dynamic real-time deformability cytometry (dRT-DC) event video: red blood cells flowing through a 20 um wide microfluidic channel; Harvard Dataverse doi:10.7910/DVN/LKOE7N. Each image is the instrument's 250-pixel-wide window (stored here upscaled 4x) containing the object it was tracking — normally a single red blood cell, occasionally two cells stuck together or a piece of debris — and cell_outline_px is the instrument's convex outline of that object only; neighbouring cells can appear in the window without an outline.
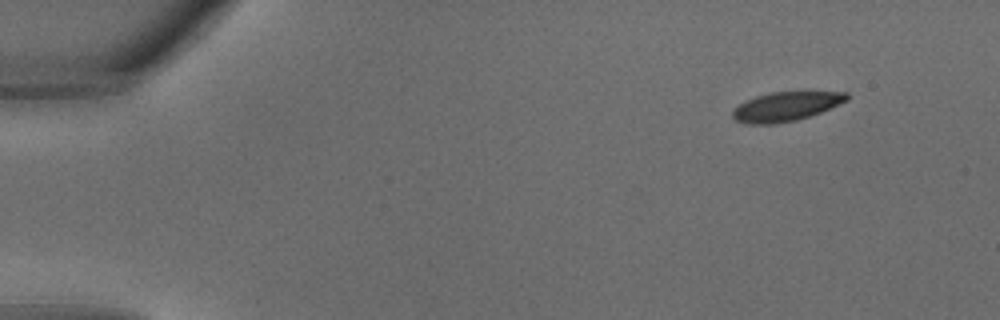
{"species": "common noctule bat (a hibernating species)", "species_latin": "Nyctalus noctula", "temperature_condition": "warm", "stored_images_in_passage": 31, "camera_frame_rate_fps": 3000, "um_per_image_px": 0.085, "animal": {"sex": "male", "body_mass_g": 18.8}, "frame": {"image": 1, "passage_image": 1, "time_ms": 0.0, "image_size_px": [1000, 320], "cell_outline_px": [[848, 100], [820, 112], [796, 120], [776, 124], [748, 124], [736, 120], [732, 116], [732, 112], [740, 104], [756, 96], [768, 92], [848, 92]], "centroid_in_image_um": [66.8, 9.05], "position_along_channel_um": 18.2, "area_um2": 19.13}}
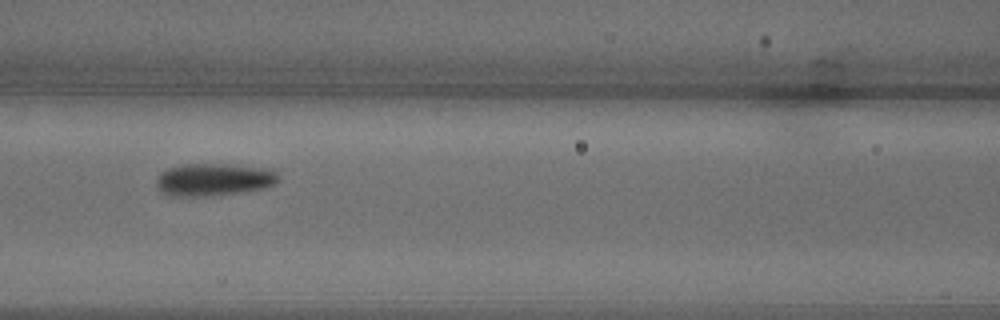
{"frame": {"image": 2, "passage_image": 13, "time_ms": 4.0, "image_size_px": [1000, 320], "cell_outline_px": [[280, 180], [264, 188], [240, 192], [212, 196], [168, 196], [156, 184], [156, 180], [160, 172], [168, 168], [180, 164], [228, 164], [272, 168], [276, 172]], "centroid_in_image_um": [18.18, 15.25], "position_along_channel_um": 148.4, "area_um2": 23.29}}
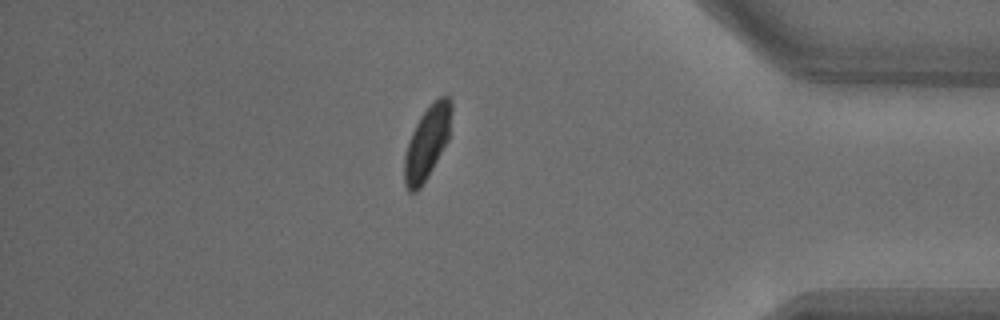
{"frame": {"image": 3, "passage_image": 27, "time_ms": 8.667, "image_size_px": [1000, 320], "cell_outline_px": [[452, 112], [448, 140], [428, 176], [420, 188], [416, 192], [408, 192], [404, 184], [404, 156], [408, 140], [420, 116], [432, 100], [440, 96], [448, 96], [452, 100]], "centroid_in_image_um": [36.3, 12.1], "position_along_channel_um": 398.9, "area_um2": 20.23}}